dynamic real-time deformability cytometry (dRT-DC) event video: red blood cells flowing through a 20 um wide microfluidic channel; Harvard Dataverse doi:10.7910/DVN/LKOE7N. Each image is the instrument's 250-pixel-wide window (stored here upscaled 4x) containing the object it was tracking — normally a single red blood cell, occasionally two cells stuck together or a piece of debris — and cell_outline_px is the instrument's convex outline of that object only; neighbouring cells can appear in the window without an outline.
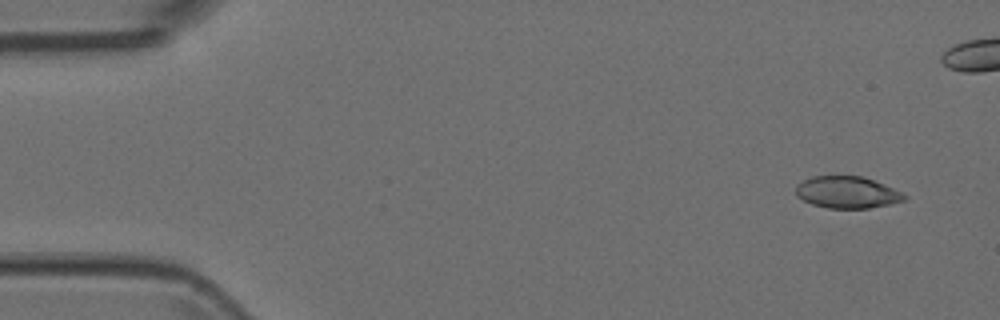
{"species": "Egyptian fruit bat (a non-hibernating species)", "species_latin": "Rousettus aegyptiacus", "temperature_condition": "room temperature", "stored_images_in_passage": 7, "camera_frame_rate_fps": 3000, "um_per_image_px": 0.085, "animal": {"sex": "female"}, "frame": {"image": 1, "passage_image": 1, "time_ms": 0.0, "image_size_px": [1000, 320], "cell_outline_px": [[908, 196], [904, 200], [888, 204], [868, 208], [828, 208], [812, 204], [796, 196], [796, 184], [812, 176], [860, 176], [884, 184]], "centroid_in_image_um": [71.97, 16.34], "position_along_channel_um": 13.0, "area_um2": 19.88}}
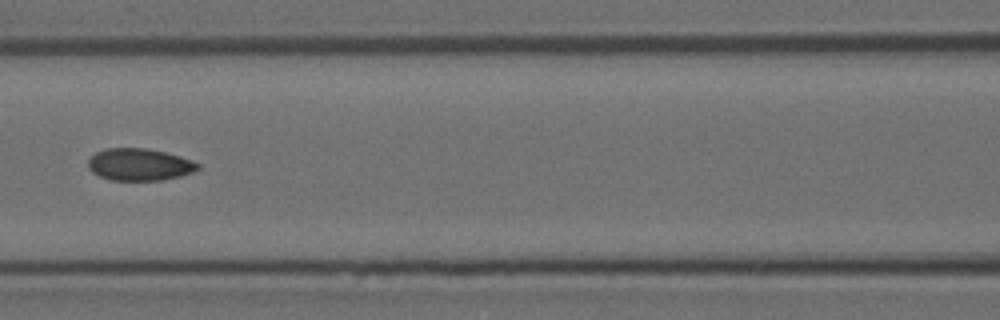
{"frame": {"image": 2, "passage_image": 7, "time_ms": 2.0, "image_size_px": [1000, 320], "cell_outline_px": [[200, 168], [192, 172], [180, 176], [164, 180], [108, 180], [92, 172], [88, 168], [88, 160], [96, 152], [108, 148], [144, 148], [164, 152], [180, 156], [192, 160], [200, 164]], "centroid_in_image_um": [11.85, 13.99], "position_along_channel_um": 154.7, "area_um2": 20.52}}